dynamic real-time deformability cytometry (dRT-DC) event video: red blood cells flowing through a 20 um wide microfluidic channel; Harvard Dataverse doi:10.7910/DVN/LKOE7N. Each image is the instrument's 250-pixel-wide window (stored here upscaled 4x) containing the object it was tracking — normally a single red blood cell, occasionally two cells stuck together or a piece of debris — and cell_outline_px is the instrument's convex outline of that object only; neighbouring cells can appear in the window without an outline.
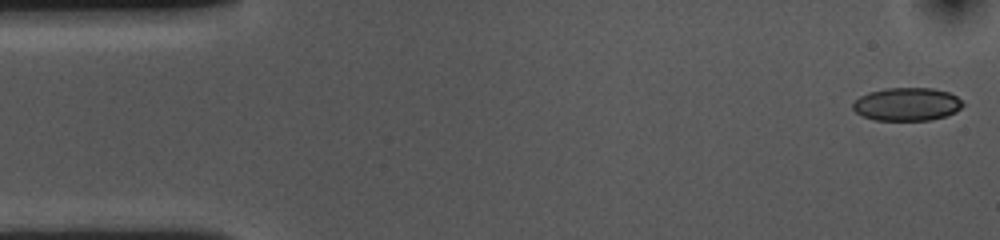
{"species": "common noctule bat (a hibernating species)", "species_latin": "Nyctalus noctula", "temperature_condition": "cold", "stored_images_in_passage": 54, "camera_frame_rate_fps": 3000, "um_per_image_px": 0.085, "animal": {"sex": "female", "body_mass_g": 10.0, "forearm_length_mm": 53.1}, "frame": {"image": 1, "passage_image": 1, "time_ms": 0.0, "image_size_px": [1000, 240], "cell_outline_px": [[964, 104], [956, 112], [932, 120], [876, 120], [864, 116], [856, 112], [852, 108], [852, 104], [860, 96], [868, 92], [888, 88], [932, 88], [948, 92], [956, 96]], "centroid_in_image_um": [77.09, 8.86], "position_along_channel_um": 7.9, "area_um2": 21.1}}
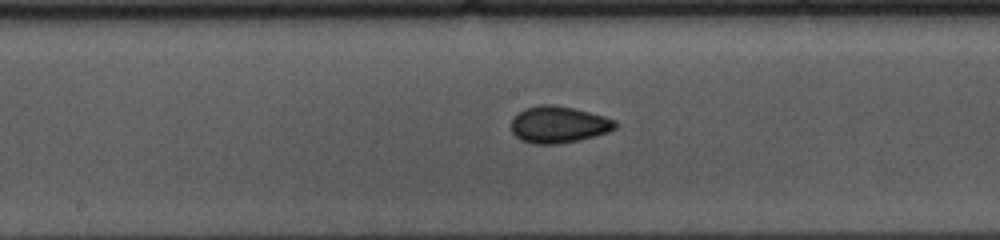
{"frame": {"image": 2, "passage_image": 26, "time_ms": 8.333, "image_size_px": [1000, 240], "cell_outline_px": [[616, 128], [608, 132], [576, 140], [556, 144], [532, 144], [520, 140], [512, 132], [512, 120], [524, 108], [540, 104], [552, 104], [572, 108], [604, 116], [616, 120]], "centroid_in_image_um": [47.46, 10.58], "position_along_channel_um": 200.7, "area_um2": 22.02}}
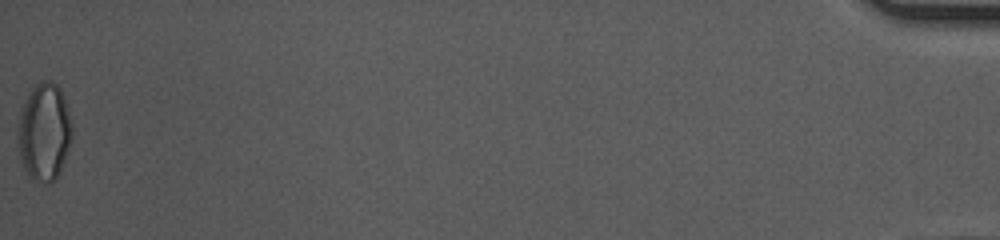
{"frame": {"image": 3, "passage_image": 54, "time_ms": 17.667, "image_size_px": [1000, 240], "cell_outline_px": [[72, 136], [60, 172], [56, 180], [48, 184], [32, 180], [28, 176], [24, 168], [20, 156], [16, 128], [20, 112], [32, 88], [40, 80], [52, 80], [60, 88], [64, 96], [72, 124]], "centroid_in_image_um": [3.75, 11.22], "position_along_channel_um": 431.4, "area_um2": 31.1}, "authors_computed_cell_mechanics": {"area_um2": 21.8484, "velocity_mm_per_s": 3.6125, "shape_relaxation_time_tau1_ms": 3.4782, "shape_relaxation_time_tau2_ms": 1.5929, "deformation_change_tau1": 0.1188, "deformation_change_tau2": 0.064}}